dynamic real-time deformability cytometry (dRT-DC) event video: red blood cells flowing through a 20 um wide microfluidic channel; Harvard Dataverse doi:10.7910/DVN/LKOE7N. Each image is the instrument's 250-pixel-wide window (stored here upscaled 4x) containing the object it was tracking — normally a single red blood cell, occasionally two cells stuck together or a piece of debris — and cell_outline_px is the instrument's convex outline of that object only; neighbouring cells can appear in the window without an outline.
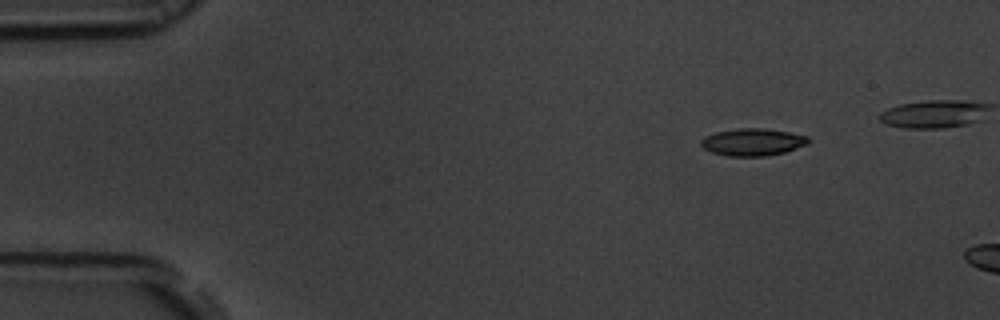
{"species": "common noctule bat (a hibernating species)", "species_latin": "Nyctalus noctula", "temperature_condition": "room temperature", "stored_images_in_passage": 7, "camera_frame_rate_fps": 3000, "um_per_image_px": 0.085, "animal": {"sex": "male", "body_mass_g": 19.5, "forearm_length_mm": 54.6}, "frame": {"image": 1, "passage_image": 2, "time_ms": 0.333, "image_size_px": [1000, 320], "cell_outline_px": [[808, 144], [784, 152], [764, 156], [728, 156], [712, 152], [704, 148], [700, 144], [700, 140], [704, 136], [716, 132], [740, 128], [764, 128], [788, 132], [808, 136]], "centroid_in_image_um": [63.95, 12.07], "position_along_channel_um": 21.0, "area_um2": 16.94}}